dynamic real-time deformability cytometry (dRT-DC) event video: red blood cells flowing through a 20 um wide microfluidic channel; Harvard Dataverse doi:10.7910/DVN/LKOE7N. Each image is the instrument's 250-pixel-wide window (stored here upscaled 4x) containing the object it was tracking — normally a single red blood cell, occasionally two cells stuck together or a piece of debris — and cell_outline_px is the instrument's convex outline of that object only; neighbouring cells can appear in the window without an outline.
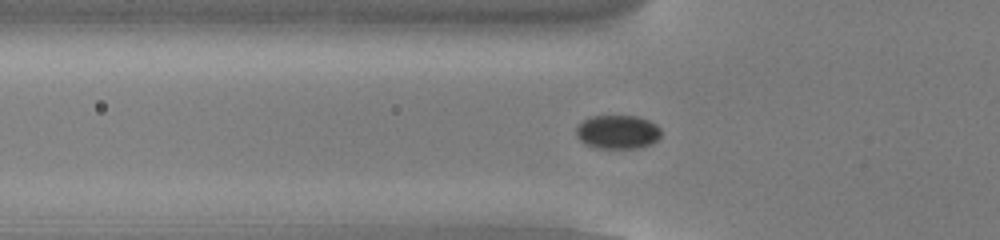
{"species": "common noctule bat (a hibernating species)", "species_latin": "Nyctalus noctula", "temperature_condition": "cold", "stored_images_in_passage": 49, "camera_frame_rate_fps": 3000, "um_per_image_px": 0.085, "animal": {"sex": "male", "body_mass_g": 13.0, "forearm_length_mm": 53.1}, "frame": {"image": 1, "passage_image": 13, "time_ms": 4.0, "image_size_px": [1000, 240], "cell_outline_px": [[660, 136], [652, 144], [640, 148], [596, 148], [584, 144], [576, 136], [576, 128], [584, 120], [592, 116], [636, 116], [648, 120], [656, 124], [660, 128]], "centroid_in_image_um": [52.5, 11.23], "position_along_channel_um": 73.3, "area_um2": 16.76}}
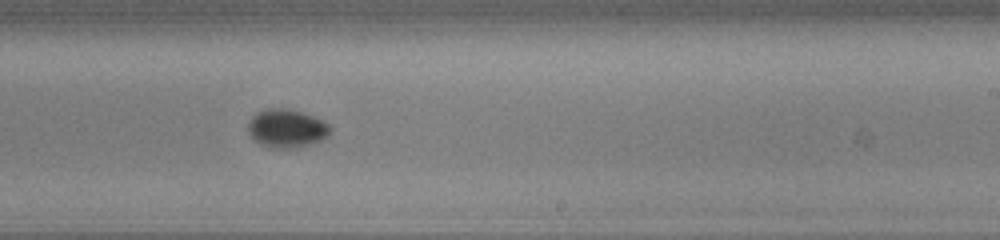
{"frame": {"image": 2, "passage_image": 28, "time_ms": 9.0, "image_size_px": [1000, 240], "cell_outline_px": [[332, 128], [328, 136], [320, 140], [308, 144], [292, 148], [268, 148], [260, 144], [248, 132], [248, 124], [252, 116], [256, 112], [264, 108], [288, 108], [324, 120]], "centroid_in_image_um": [24.35, 10.9], "position_along_channel_um": 264.6, "area_um2": 18.38}}
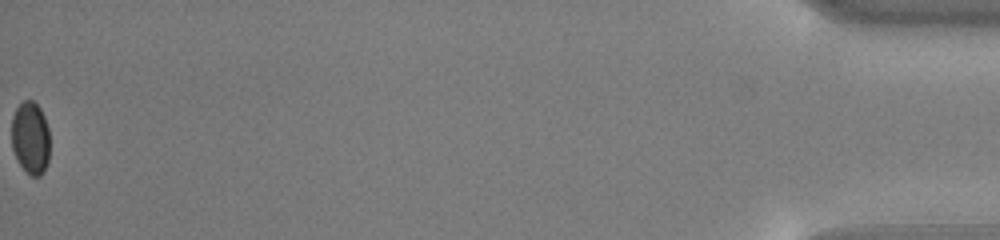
{"frame": {"image": 3, "passage_image": 49, "time_ms": 16.0, "image_size_px": [1000, 240], "cell_outline_px": [[48, 160], [44, 172], [40, 176], [32, 176], [16, 160], [12, 148], [12, 116], [16, 108], [24, 100], [32, 100], [40, 108], [44, 116], [48, 128]], "centroid_in_image_um": [2.58, 11.71], "position_along_channel_um": 432.6, "area_um2": 16.07}, "authors_computed_cell_mechanics": {"area_um2": 17.4556, "velocity_mm_per_s": 3.8285, "shape_relaxation_time_tau1_ms": 2.1223, "shape_relaxation_time_tau2_ms": null, "deformation_change_tau1": 0.0274, "deformation_change_tau2": null}}